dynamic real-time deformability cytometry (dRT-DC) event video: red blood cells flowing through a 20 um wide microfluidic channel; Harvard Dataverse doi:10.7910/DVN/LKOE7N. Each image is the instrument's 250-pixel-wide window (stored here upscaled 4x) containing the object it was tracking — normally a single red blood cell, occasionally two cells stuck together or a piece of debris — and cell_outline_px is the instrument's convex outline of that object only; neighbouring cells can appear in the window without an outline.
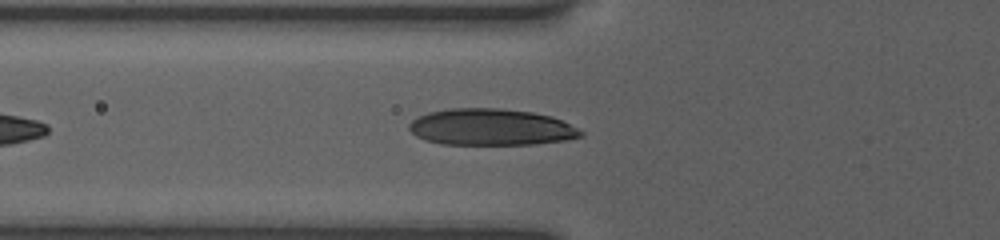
{"species": "human", "species_latin": "Homo sapiens", "temperature_condition": "room temperature", "stored_images_in_passage": 6, "camera_frame_rate_fps": 3000, "um_per_image_px": 0.085, "donor": {"sex": "female"}, "frame": {"image": 1, "passage_image": 2, "time_ms": 0.667, "image_size_px": [1000, 240], "cell_outline_px": [[584, 136], [564, 140], [536, 144], [440, 144], [424, 140], [416, 136], [408, 128], [408, 124], [416, 116], [428, 112], [448, 108], [500, 108], [532, 112], [552, 116], [584, 132]], "centroid_in_image_um": [41.68, 10.8], "position_along_channel_um": 84.1, "area_um2": 36.7}}
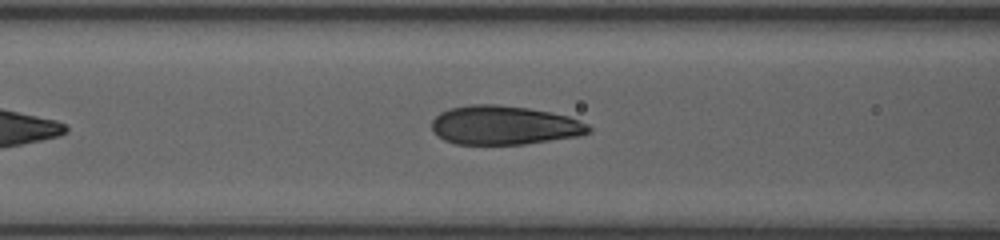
{"frame": {"image": 2, "passage_image": 4, "time_ms": 1.667, "image_size_px": [1000, 240], "cell_outline_px": [[592, 132], [576, 136], [524, 144], [456, 144], [444, 140], [436, 136], [432, 132], [432, 120], [440, 112], [452, 108], [468, 104], [496, 104], [528, 108], [568, 116], [588, 124], [592, 128]], "centroid_in_image_um": [42.82, 10.64], "position_along_channel_um": 123.8, "area_um2": 35.6}}
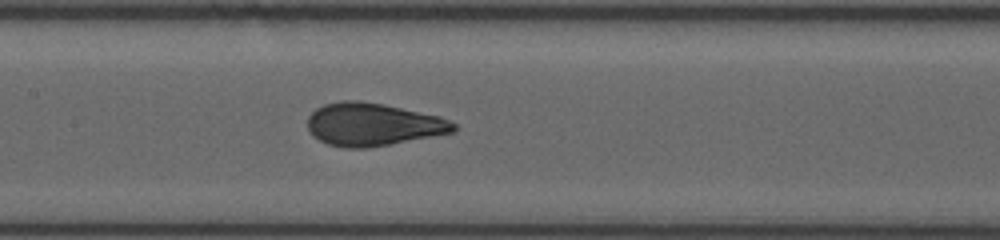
{"frame": {"image": 3, "passage_image": 6, "time_ms": 3.0, "image_size_px": [1000, 240], "cell_outline_px": [[456, 128], [452, 132], [368, 148], [348, 148], [328, 144], [312, 136], [308, 128], [308, 116], [316, 108], [324, 104], [344, 100], [360, 100], [384, 104], [440, 116], [456, 124]], "centroid_in_image_um": [31.66, 10.56], "position_along_channel_um": 175.7, "area_um2": 36.24}}